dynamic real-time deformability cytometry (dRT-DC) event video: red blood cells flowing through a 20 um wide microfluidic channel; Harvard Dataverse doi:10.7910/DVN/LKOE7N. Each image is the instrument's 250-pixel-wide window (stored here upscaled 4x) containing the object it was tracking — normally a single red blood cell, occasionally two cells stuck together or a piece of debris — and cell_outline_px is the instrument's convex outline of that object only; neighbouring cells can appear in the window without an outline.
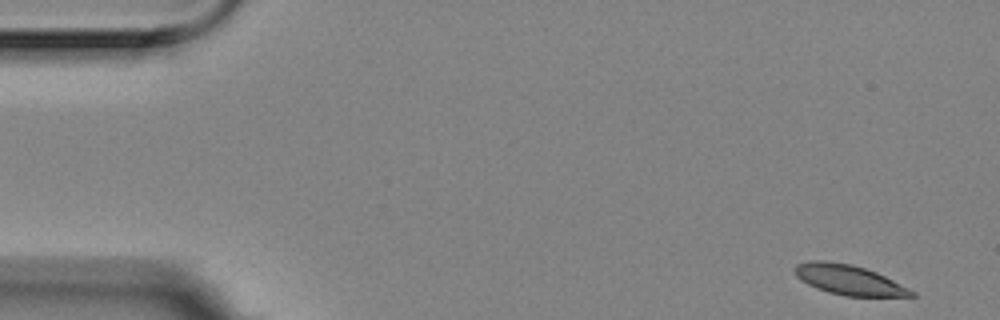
{"species": "Egyptian fruit bat (a non-hibernating species)", "species_latin": "Rousettus aegyptiacus", "temperature_condition": "room temperature", "stored_images_in_passage": 6, "camera_frame_rate_fps": 3000, "um_per_image_px": 0.085, "animal": {"sex": "female"}, "frame": {"image": 1, "passage_image": 1, "time_ms": 0.0, "image_size_px": [1000, 320], "cell_outline_px": [[916, 296], [844, 296], [828, 292], [816, 288], [800, 280], [796, 276], [796, 264], [808, 260], [824, 260], [852, 264], [876, 272], [916, 292]], "centroid_in_image_um": [72.13, 23.78], "position_along_channel_um": 12.9, "area_um2": 20.23}}
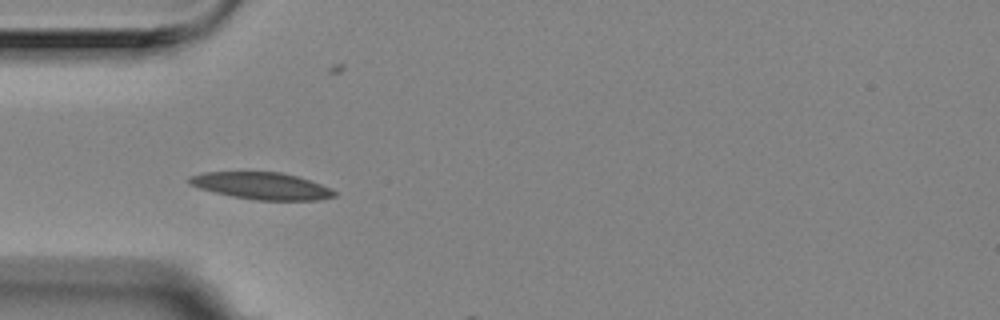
{"frame": {"image": 2, "passage_image": 5, "time_ms": 1.333, "image_size_px": [1000, 320], "cell_outline_px": [[336, 196], [320, 200], [256, 200], [232, 196], [200, 188], [188, 184], [188, 176], [204, 172], [280, 172], [296, 176], [332, 188], [336, 192]], "centroid_in_image_um": [22.24, 15.8], "position_along_channel_um": 62.8, "area_um2": 22.72}}